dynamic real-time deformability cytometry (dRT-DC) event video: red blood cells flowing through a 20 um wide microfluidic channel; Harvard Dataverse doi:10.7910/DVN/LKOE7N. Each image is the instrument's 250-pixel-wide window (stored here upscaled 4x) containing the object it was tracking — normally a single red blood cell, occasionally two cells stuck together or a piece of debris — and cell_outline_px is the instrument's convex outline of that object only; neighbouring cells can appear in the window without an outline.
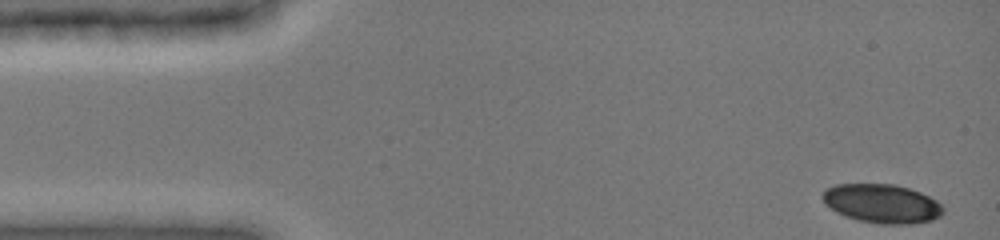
{"species": "common noctule bat (a hibernating species)", "species_latin": "Nyctalus noctula", "temperature_condition": "cold", "stored_images_in_passage": 44, "camera_frame_rate_fps": 3000, "um_per_image_px": 0.085, "animal": {"sex": "female", "body_mass_g": 19.0, "forearm_length_mm": 51.5}, "frame": {"image": 1, "passage_image": 1, "time_ms": 0.0, "image_size_px": [1000, 240], "cell_outline_px": [[944, 212], [940, 216], [932, 220], [912, 224], [880, 224], [860, 220], [836, 212], [824, 204], [820, 196], [828, 188], [836, 184], [892, 184], [908, 188], [920, 192], [936, 200], [944, 208]], "centroid_in_image_um": [74.97, 17.3], "position_along_channel_um": 10.0, "area_um2": 27.28}}
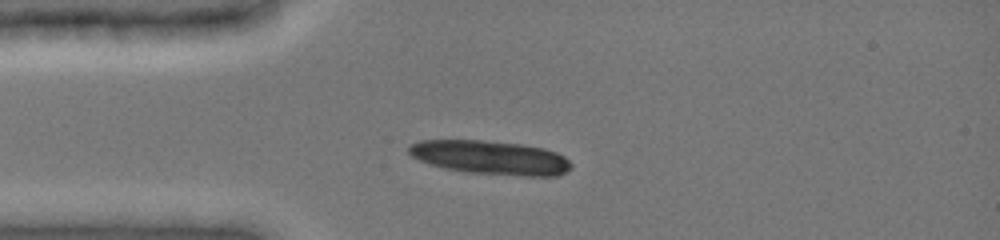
{"frame": {"image": 2, "passage_image": 11, "time_ms": 3.333, "image_size_px": [1000, 240], "cell_outline_px": [[572, 168], [556, 176], [524, 176], [468, 172], [444, 168], [420, 160], [412, 156], [408, 152], [408, 144], [420, 140], [480, 140], [520, 144], [544, 148], [556, 152], [564, 156], [572, 164]], "centroid_in_image_um": [41.69, 13.38], "position_along_channel_um": 43.3, "area_um2": 31.96}}